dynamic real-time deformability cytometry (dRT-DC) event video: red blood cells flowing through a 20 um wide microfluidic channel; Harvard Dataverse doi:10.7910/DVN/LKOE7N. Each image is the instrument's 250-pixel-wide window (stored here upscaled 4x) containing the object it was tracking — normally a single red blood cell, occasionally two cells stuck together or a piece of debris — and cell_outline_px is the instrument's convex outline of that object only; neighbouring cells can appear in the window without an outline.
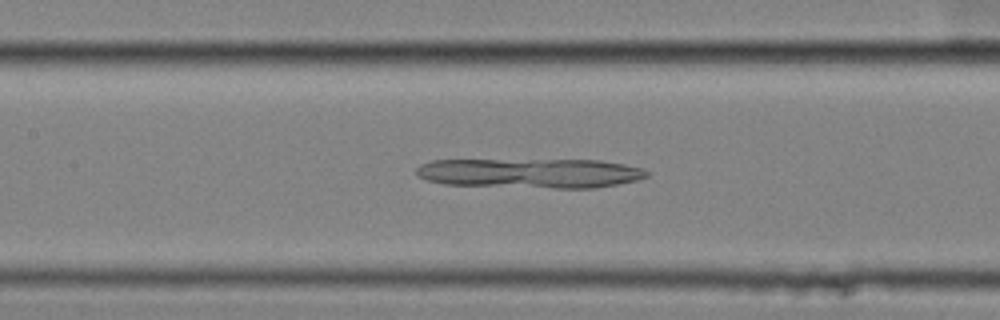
{"species": "common noctule bat (a hibernating species)", "species_latin": "Nyctalus noctula", "temperature_condition": "cold", "stored_images_in_passage": 44, "camera_frame_rate_fps": 3000, "um_per_image_px": 0.085, "animal": {"sex": "female", "body_mass_g": 25.1}, "frame": {"image": 1, "passage_image": 14, "time_ms": 4.333, "image_size_px": [1000, 320], "cell_outline_px": [[652, 172], [648, 176], [636, 180], [596, 188], [552, 188], [444, 184], [428, 180], [416, 176], [416, 168], [420, 164], [432, 160], [600, 160], [624, 164], [644, 168]], "centroid_in_image_um": [45.1, 14.71], "position_along_channel_um": 162.3, "area_um2": 40.06}}
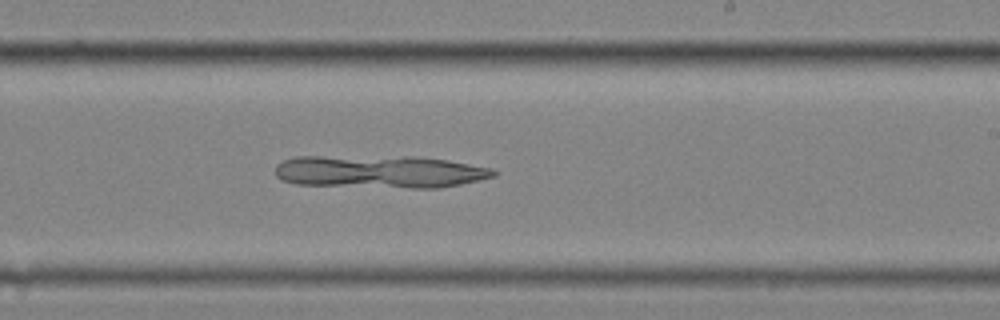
{"frame": {"image": 2, "passage_image": 22, "time_ms": 7.0, "image_size_px": [1000, 320], "cell_outline_px": [[496, 176], [480, 180], [460, 184], [436, 188], [408, 188], [296, 184], [280, 180], [276, 176], [276, 164], [292, 156], [416, 156], [448, 160], [492, 168], [496, 172]], "centroid_in_image_um": [32.26, 14.58], "position_along_channel_um": 256.7, "area_um2": 42.02}}
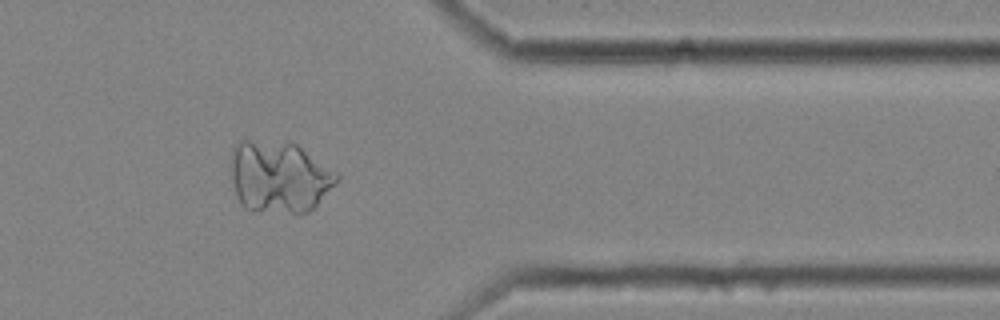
{"frame": {"image": 3, "passage_image": 34, "time_ms": 11.0, "image_size_px": [1000, 320], "cell_outline_px": [[340, 180], [308, 212], [300, 216], [252, 212], [244, 208], [240, 204], [232, 180], [232, 148], [240, 140], [248, 140], [296, 144], [336, 172], [340, 176]], "centroid_in_image_um": [23.73, 15.11], "position_along_channel_um": 387.7, "area_um2": 44.74}}